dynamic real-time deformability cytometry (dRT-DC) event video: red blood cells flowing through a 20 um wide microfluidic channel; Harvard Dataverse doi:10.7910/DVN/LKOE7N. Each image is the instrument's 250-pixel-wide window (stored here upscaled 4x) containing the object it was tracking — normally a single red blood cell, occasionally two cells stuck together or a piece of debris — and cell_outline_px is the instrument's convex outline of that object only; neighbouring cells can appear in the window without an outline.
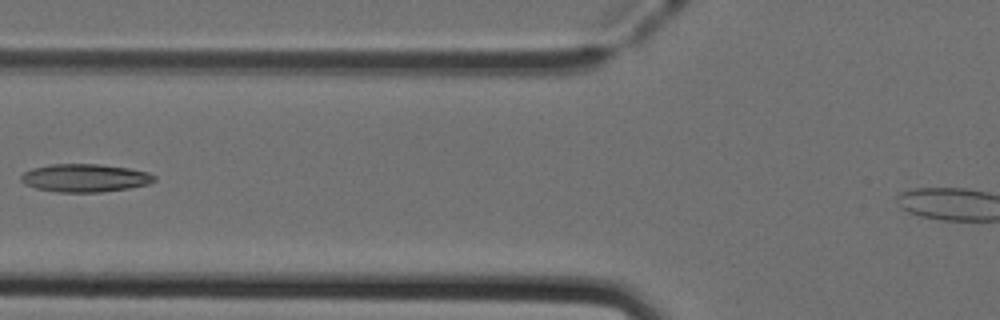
{"species": "Egyptian fruit bat (a non-hibernating species)", "species_latin": "Rousettus aegyptiacus", "temperature_condition": "cold", "stored_images_in_passage": 27, "camera_frame_rate_fps": 3000, "um_per_image_px": 0.085, "animal": {"sex": "female"}, "frame": {"image": 1, "passage_image": 2, "time_ms": 0.333, "image_size_px": [1000, 320], "cell_outline_px": [[156, 180], [148, 184], [128, 188], [100, 192], [56, 192], [36, 188], [24, 184], [20, 180], [20, 176], [24, 172], [32, 168], [52, 164], [100, 164], [128, 168], [148, 172], [156, 176]], "centroid_in_image_um": [7.2, 15.12], "position_along_channel_um": 118.6, "area_um2": 21.79}}
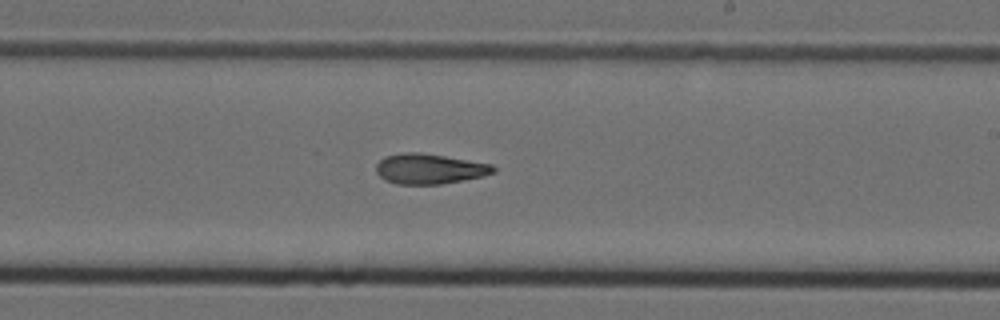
{"frame": {"image": 2, "passage_image": 12, "time_ms": 3.667, "image_size_px": [1000, 320], "cell_outline_px": [[496, 172], [484, 176], [464, 180], [440, 184], [396, 184], [384, 180], [376, 172], [376, 164], [384, 156], [404, 152], [420, 152], [492, 164], [496, 168]], "centroid_in_image_um": [36.5, 14.35], "position_along_channel_um": 252.5, "area_um2": 20.75}}
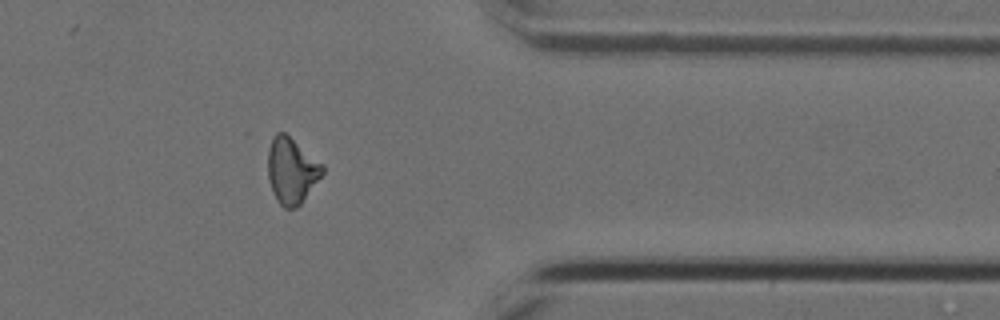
{"frame": {"image": 3, "passage_image": 23, "time_ms": 7.333, "image_size_px": [1000, 320], "cell_outline_px": [[324, 172], [300, 204], [296, 208], [284, 208], [276, 200], [272, 192], [268, 180], [268, 148], [272, 136], [276, 132], [284, 132], [324, 164]], "centroid_in_image_um": [24.77, 14.49], "position_along_channel_um": 386.6, "area_um2": 21.04}}